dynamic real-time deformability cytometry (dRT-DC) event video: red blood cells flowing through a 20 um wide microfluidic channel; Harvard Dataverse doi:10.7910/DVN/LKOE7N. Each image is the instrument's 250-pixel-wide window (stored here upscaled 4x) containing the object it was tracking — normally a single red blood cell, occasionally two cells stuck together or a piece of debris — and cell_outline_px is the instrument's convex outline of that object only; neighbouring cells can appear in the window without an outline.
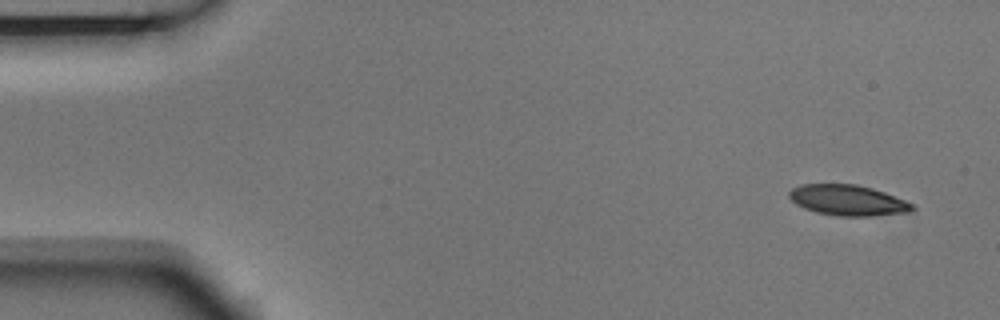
{"species": "Egyptian fruit bat (a non-hibernating species)", "species_latin": "Rousettus aegyptiacus", "temperature_condition": "room temperature", "stored_images_in_passage": 4, "camera_frame_rate_fps": 3000, "um_per_image_px": 0.085, "animal": {"sex": "male"}, "frame": {"image": 1, "passage_image": 1, "time_ms": 0.0, "image_size_px": [1000, 320], "cell_outline_px": [[916, 208], [908, 212], [872, 216], [836, 216], [816, 212], [804, 208], [796, 204], [788, 196], [788, 192], [792, 188], [800, 184], [856, 184], [872, 188], [884, 192], [904, 200], [912, 204]], "centroid_in_image_um": [72.03, 17.02], "position_along_channel_um": 13.0, "area_um2": 21.96}}
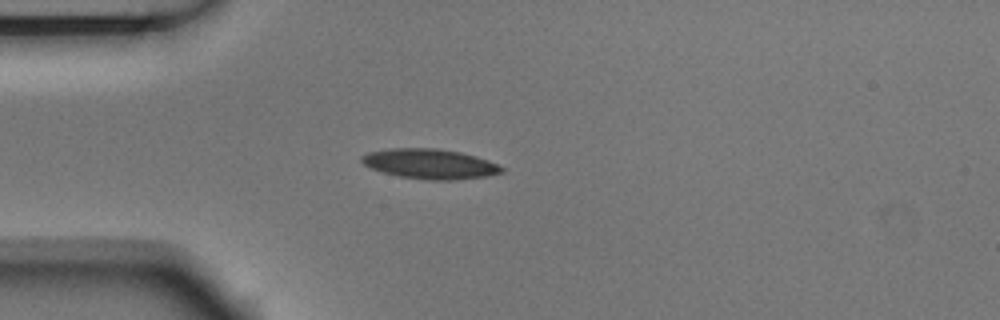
{"frame": {"image": 2, "passage_image": 4, "time_ms": 1.0, "image_size_px": [1000, 320], "cell_outline_px": [[504, 172], [484, 176], [452, 180], [428, 180], [400, 176], [380, 172], [364, 164], [360, 160], [360, 156], [368, 152], [392, 148], [436, 148], [460, 152], [476, 156], [488, 160], [504, 168]], "centroid_in_image_um": [36.51, 13.92], "position_along_channel_um": 48.5, "area_um2": 24.33}}